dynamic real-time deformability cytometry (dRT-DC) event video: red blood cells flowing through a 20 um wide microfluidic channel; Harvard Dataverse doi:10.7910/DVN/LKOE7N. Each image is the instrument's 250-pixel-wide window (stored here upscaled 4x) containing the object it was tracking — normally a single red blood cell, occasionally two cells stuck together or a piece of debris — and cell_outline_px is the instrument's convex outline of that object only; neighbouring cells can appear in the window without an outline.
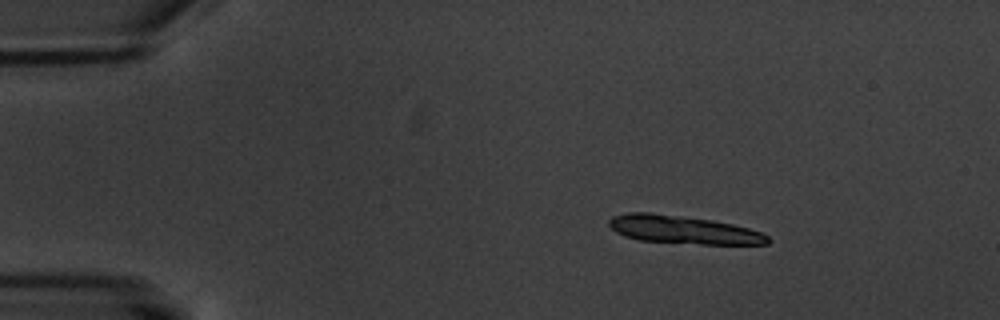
{"species": "common noctule bat (a hibernating species)", "species_latin": "Nyctalus noctula", "temperature_condition": "warm", "stored_images_in_passage": 6, "segment_of_instrument_passage": [1, 2], "camera_frame_rate_fps": 3000, "um_per_image_px": 0.085, "animal": {"sex": "male", "body_mass_g": 20.1, "forearm_length_mm": 53.5}, "frame": {"image": 1, "passage_image": 1, "time_ms": 0.0, "image_size_px": [1000, 320], "cell_outline_px": [[772, 240], [768, 244], [700, 244], [640, 240], [624, 236], [616, 232], [608, 224], [608, 220], [612, 216], [628, 212], [652, 212], [712, 220], [732, 224], [764, 232]], "centroid_in_image_um": [58.09, 19.52], "position_along_channel_um": 26.9, "area_um2": 26.13}}